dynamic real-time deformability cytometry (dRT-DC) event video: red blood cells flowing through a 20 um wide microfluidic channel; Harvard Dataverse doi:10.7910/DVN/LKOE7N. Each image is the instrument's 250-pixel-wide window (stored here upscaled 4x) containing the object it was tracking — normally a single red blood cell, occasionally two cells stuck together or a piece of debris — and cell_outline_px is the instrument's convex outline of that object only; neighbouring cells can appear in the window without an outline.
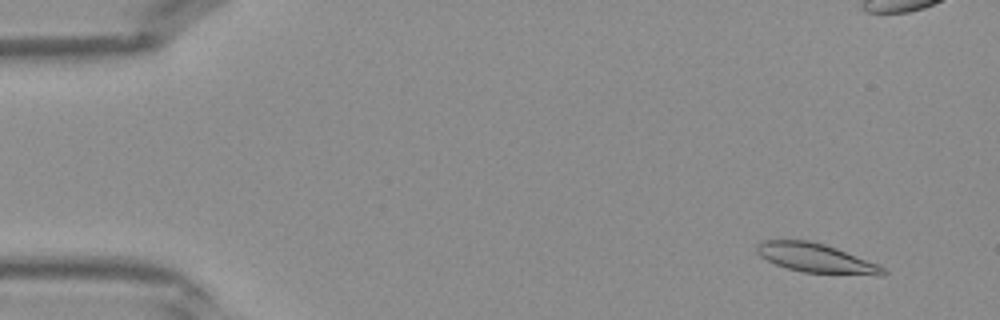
{"species": "Egyptian fruit bat (a non-hibernating species)", "species_latin": "Rousettus aegyptiacus", "temperature_condition": "warm", "stored_images_in_passage": 43, "camera_frame_rate_fps": 3000, "um_per_image_px": 0.085, "frame": {"image": 1, "passage_image": 4, "time_ms": 1.0, "image_size_px": [1000, 320], "cell_outline_px": [[888, 272], [884, 276], [876, 276], [804, 272], [788, 268], [776, 264], [760, 256], [756, 252], [756, 244], [764, 240], [808, 240], [824, 244], [836, 248], [880, 264]], "centroid_in_image_um": [69.42, 21.95], "position_along_channel_um": 15.6, "area_um2": 21.62}}
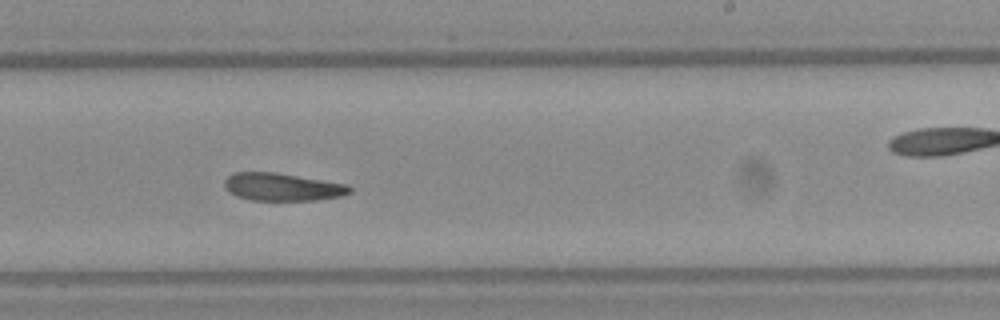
{"frame": {"image": 2, "passage_image": 26, "time_ms": 8.333, "image_size_px": [1000, 320], "cell_outline_px": [[352, 192], [344, 196], [316, 200], [252, 200], [236, 196], [228, 192], [224, 188], [224, 180], [232, 172], [276, 172], [348, 184], [352, 188]], "centroid_in_image_um": [24.0, 15.89], "position_along_channel_um": 265.0, "area_um2": 20.52}}
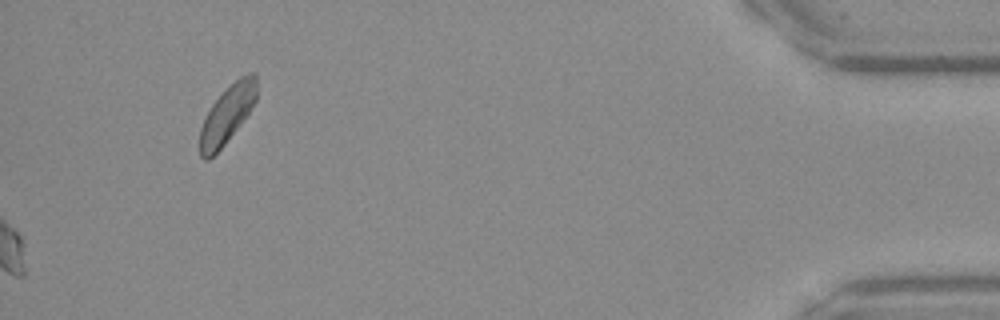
{"frame": {"image": 3, "passage_image": 43, "time_ms": 14.0, "image_size_px": [1000, 320], "cell_outline_px": [[256, 100], [248, 112], [224, 144], [208, 160], [204, 160], [200, 156], [200, 128], [212, 104], [240, 76], [248, 72], [256, 72]], "centroid_in_image_um": [19.31, 9.72], "position_along_channel_um": 415.9, "area_um2": 18.38}}